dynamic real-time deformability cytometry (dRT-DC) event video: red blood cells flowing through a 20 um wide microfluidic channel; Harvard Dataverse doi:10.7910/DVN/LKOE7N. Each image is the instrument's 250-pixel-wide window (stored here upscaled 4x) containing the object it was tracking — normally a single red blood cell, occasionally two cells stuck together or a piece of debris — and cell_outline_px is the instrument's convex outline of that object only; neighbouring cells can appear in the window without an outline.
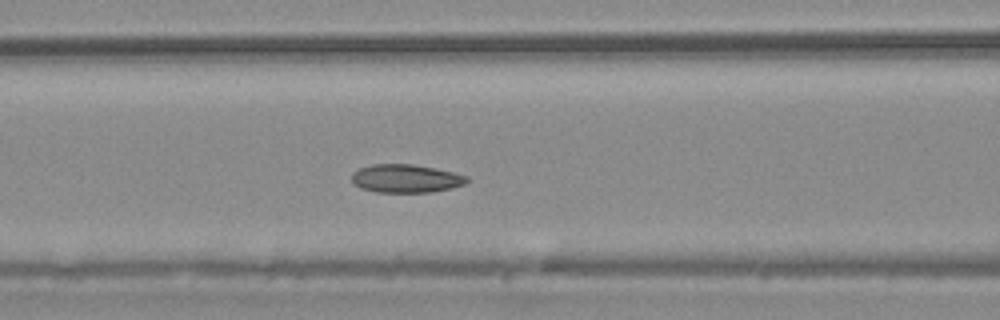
{"species": "common noctule bat (a hibernating species)", "species_latin": "Nyctalus noctula", "temperature_condition": "warm", "stored_images_in_passage": 16, "camera_frame_rate_fps": 3000, "um_per_image_px": 0.085, "animal": {"sex": "male", "body_mass_g": 20.4}, "frame": {"image": 1, "passage_image": 12, "time_ms": 3.667, "image_size_px": [1000, 320], "cell_outline_px": [[468, 180], [464, 184], [452, 188], [432, 192], [376, 192], [360, 188], [352, 184], [352, 172], [360, 168], [372, 164], [412, 164], [436, 168], [468, 176]], "centroid_in_image_um": [34.47, 15.17], "position_along_channel_um": 132.1, "area_um2": 19.07}}